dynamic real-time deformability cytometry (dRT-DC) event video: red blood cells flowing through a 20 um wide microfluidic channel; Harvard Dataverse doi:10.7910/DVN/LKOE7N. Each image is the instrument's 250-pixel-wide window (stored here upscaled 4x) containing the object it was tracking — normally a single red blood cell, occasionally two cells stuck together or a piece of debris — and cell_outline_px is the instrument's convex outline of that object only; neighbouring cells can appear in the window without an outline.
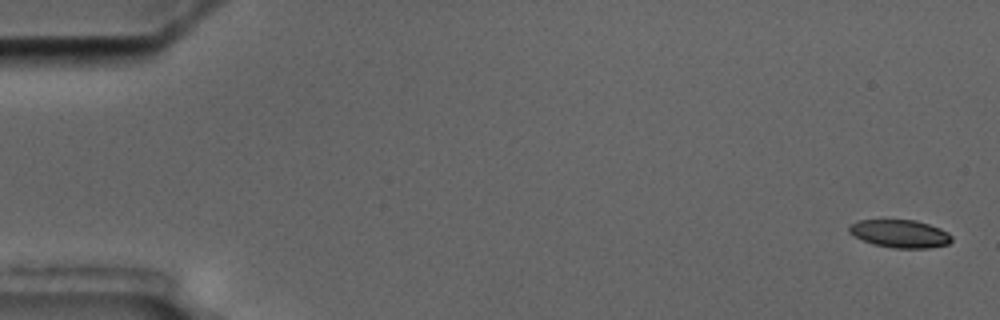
{"species": "common noctule bat (a hibernating species)", "species_latin": "Nyctalus noctula", "temperature_condition": "cold", "stored_images_in_passage": 4, "camera_frame_rate_fps": 3000, "um_per_image_px": 0.085, "animal": {"sex": "male", "body_mass_g": 17.5, "forearm_length_mm": 52.3}, "frame": {"image": 1, "passage_image": 1, "time_ms": 0.0, "image_size_px": [1000, 320], "cell_outline_px": [[952, 240], [948, 244], [928, 248], [892, 248], [872, 244], [848, 232], [848, 224], [856, 220], [916, 220], [940, 228], [948, 232], [952, 236]], "centroid_in_image_um": [76.48, 19.86], "position_along_channel_um": 8.5, "area_um2": 16.76}}
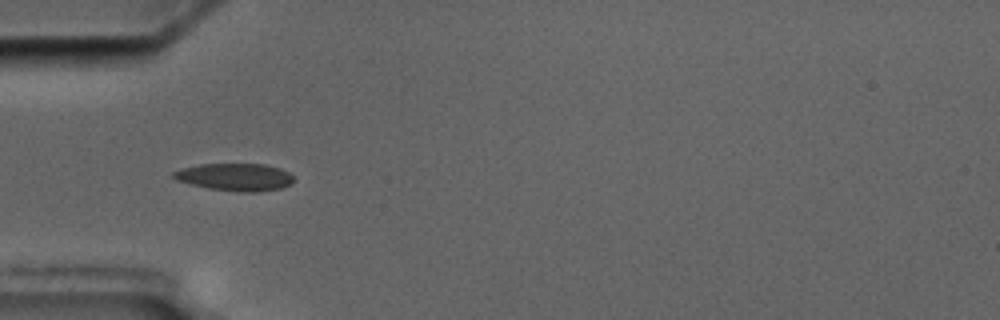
{"frame": {"image": 2, "passage_image": 3, "time_ms": 5.667, "image_size_px": [1000, 320], "cell_outline_px": [[292, 184], [280, 188], [256, 192], [240, 192], [208, 188], [176, 180], [172, 176], [172, 172], [180, 168], [200, 164], [264, 164], [280, 168], [288, 172], [292, 176]], "centroid_in_image_um": [19.96, 15.04], "position_along_channel_um": 65.0, "area_um2": 19.19}}
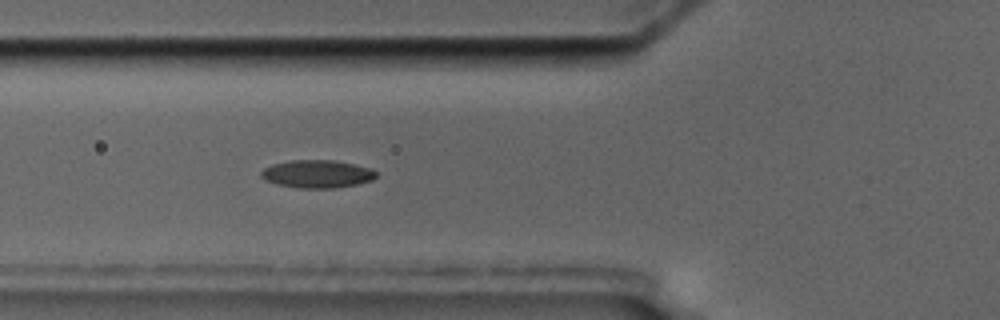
{"frame": {"image": 3, "passage_image": 4, "time_ms": 6.667, "image_size_px": [1000, 320], "cell_outline_px": [[376, 176], [372, 180], [356, 184], [332, 188], [296, 188], [276, 184], [260, 176], [260, 172], [264, 168], [272, 164], [292, 160], [332, 160], [372, 168], [376, 172]], "centroid_in_image_um": [26.94, 14.78], "position_along_channel_um": 98.9, "area_um2": 18.55}}